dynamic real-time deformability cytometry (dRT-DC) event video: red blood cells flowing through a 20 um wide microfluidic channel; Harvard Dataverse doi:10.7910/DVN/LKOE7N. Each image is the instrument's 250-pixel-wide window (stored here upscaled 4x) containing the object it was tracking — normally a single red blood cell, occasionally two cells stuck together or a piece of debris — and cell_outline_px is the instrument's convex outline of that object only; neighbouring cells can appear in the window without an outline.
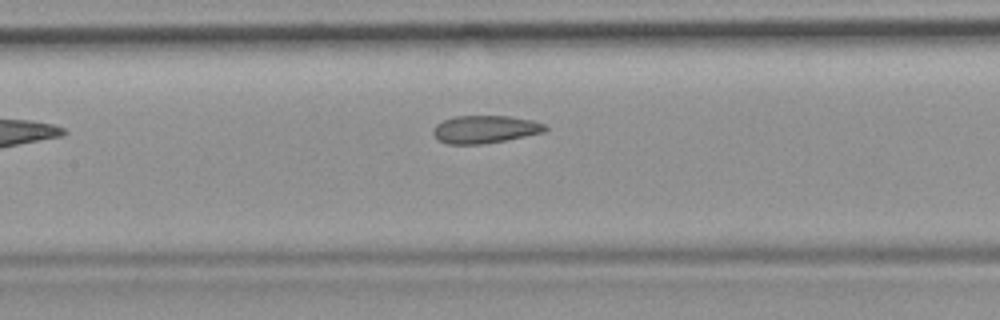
{"species": "common noctule bat (a hibernating species)", "species_latin": "Nyctalus noctula", "temperature_condition": "room temperature", "stored_images_in_passage": 6, "segment_of_instrument_passage": [1, 2], "camera_frame_rate_fps": 3000, "um_per_image_px": 0.085, "animal": {"sex": "female", "body_mass_g": 19.9}, "frame": {"image": 1, "passage_image": 5, "time_ms": 4.667, "image_size_px": [1000, 320], "cell_outline_px": [[548, 128], [544, 132], [484, 144], [448, 144], [440, 140], [432, 132], [432, 128], [436, 124], [444, 120], [456, 116], [508, 116], [532, 120], [544, 124]], "centroid_in_image_um": [41.21, 10.99], "position_along_channel_um": 166.2, "area_um2": 17.92}}